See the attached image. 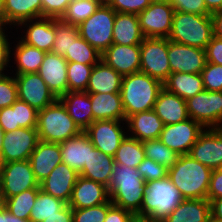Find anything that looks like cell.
<instances>
[{
  "label": "cell",
  "mask_w": 222,
  "mask_h": 222,
  "mask_svg": "<svg viewBox=\"0 0 222 222\" xmlns=\"http://www.w3.org/2000/svg\"><path fill=\"white\" fill-rule=\"evenodd\" d=\"M108 188L113 205L136 215L142 206L146 183L137 168L114 164Z\"/></svg>",
  "instance_id": "obj_1"
},
{
  "label": "cell",
  "mask_w": 222,
  "mask_h": 222,
  "mask_svg": "<svg viewBox=\"0 0 222 222\" xmlns=\"http://www.w3.org/2000/svg\"><path fill=\"white\" fill-rule=\"evenodd\" d=\"M212 170L189 154L179 155L168 177L184 199H207Z\"/></svg>",
  "instance_id": "obj_2"
},
{
  "label": "cell",
  "mask_w": 222,
  "mask_h": 222,
  "mask_svg": "<svg viewBox=\"0 0 222 222\" xmlns=\"http://www.w3.org/2000/svg\"><path fill=\"white\" fill-rule=\"evenodd\" d=\"M163 83L143 72L123 76L120 90L125 117L153 109Z\"/></svg>",
  "instance_id": "obj_3"
},
{
  "label": "cell",
  "mask_w": 222,
  "mask_h": 222,
  "mask_svg": "<svg viewBox=\"0 0 222 222\" xmlns=\"http://www.w3.org/2000/svg\"><path fill=\"white\" fill-rule=\"evenodd\" d=\"M184 198L169 177L146 183L143 203L137 216L152 222H160L168 216Z\"/></svg>",
  "instance_id": "obj_4"
},
{
  "label": "cell",
  "mask_w": 222,
  "mask_h": 222,
  "mask_svg": "<svg viewBox=\"0 0 222 222\" xmlns=\"http://www.w3.org/2000/svg\"><path fill=\"white\" fill-rule=\"evenodd\" d=\"M36 129L39 140L52 143H61L82 132L59 99L38 111Z\"/></svg>",
  "instance_id": "obj_5"
},
{
  "label": "cell",
  "mask_w": 222,
  "mask_h": 222,
  "mask_svg": "<svg viewBox=\"0 0 222 222\" xmlns=\"http://www.w3.org/2000/svg\"><path fill=\"white\" fill-rule=\"evenodd\" d=\"M213 37L211 15L175 11L168 39L172 42L206 49Z\"/></svg>",
  "instance_id": "obj_6"
},
{
  "label": "cell",
  "mask_w": 222,
  "mask_h": 222,
  "mask_svg": "<svg viewBox=\"0 0 222 222\" xmlns=\"http://www.w3.org/2000/svg\"><path fill=\"white\" fill-rule=\"evenodd\" d=\"M116 11L105 1L79 27V35L101 54L113 44Z\"/></svg>",
  "instance_id": "obj_7"
},
{
  "label": "cell",
  "mask_w": 222,
  "mask_h": 222,
  "mask_svg": "<svg viewBox=\"0 0 222 222\" xmlns=\"http://www.w3.org/2000/svg\"><path fill=\"white\" fill-rule=\"evenodd\" d=\"M32 188H40V186L29 160L0 163L1 202Z\"/></svg>",
  "instance_id": "obj_8"
},
{
  "label": "cell",
  "mask_w": 222,
  "mask_h": 222,
  "mask_svg": "<svg viewBox=\"0 0 222 222\" xmlns=\"http://www.w3.org/2000/svg\"><path fill=\"white\" fill-rule=\"evenodd\" d=\"M140 72L164 83L170 73L167 38H144L140 44Z\"/></svg>",
  "instance_id": "obj_9"
},
{
  "label": "cell",
  "mask_w": 222,
  "mask_h": 222,
  "mask_svg": "<svg viewBox=\"0 0 222 222\" xmlns=\"http://www.w3.org/2000/svg\"><path fill=\"white\" fill-rule=\"evenodd\" d=\"M189 118L206 128H222V91L203 90L186 100Z\"/></svg>",
  "instance_id": "obj_10"
},
{
  "label": "cell",
  "mask_w": 222,
  "mask_h": 222,
  "mask_svg": "<svg viewBox=\"0 0 222 222\" xmlns=\"http://www.w3.org/2000/svg\"><path fill=\"white\" fill-rule=\"evenodd\" d=\"M175 10L169 1L154 0L138 14L140 28L145 38H167L172 29Z\"/></svg>",
  "instance_id": "obj_11"
},
{
  "label": "cell",
  "mask_w": 222,
  "mask_h": 222,
  "mask_svg": "<svg viewBox=\"0 0 222 222\" xmlns=\"http://www.w3.org/2000/svg\"><path fill=\"white\" fill-rule=\"evenodd\" d=\"M204 129L200 123L188 118L176 124L164 125L159 139L178 155H187Z\"/></svg>",
  "instance_id": "obj_12"
},
{
  "label": "cell",
  "mask_w": 222,
  "mask_h": 222,
  "mask_svg": "<svg viewBox=\"0 0 222 222\" xmlns=\"http://www.w3.org/2000/svg\"><path fill=\"white\" fill-rule=\"evenodd\" d=\"M39 141L36 128H18L4 132L0 163L29 160Z\"/></svg>",
  "instance_id": "obj_13"
},
{
  "label": "cell",
  "mask_w": 222,
  "mask_h": 222,
  "mask_svg": "<svg viewBox=\"0 0 222 222\" xmlns=\"http://www.w3.org/2000/svg\"><path fill=\"white\" fill-rule=\"evenodd\" d=\"M124 124L126 121L96 120L84 132L96 149L114 157L116 150L127 136V132L123 128Z\"/></svg>",
  "instance_id": "obj_14"
},
{
  "label": "cell",
  "mask_w": 222,
  "mask_h": 222,
  "mask_svg": "<svg viewBox=\"0 0 222 222\" xmlns=\"http://www.w3.org/2000/svg\"><path fill=\"white\" fill-rule=\"evenodd\" d=\"M16 80L18 99L35 109L42 110L58 98L47 87L38 73L13 74Z\"/></svg>",
  "instance_id": "obj_15"
},
{
  "label": "cell",
  "mask_w": 222,
  "mask_h": 222,
  "mask_svg": "<svg viewBox=\"0 0 222 222\" xmlns=\"http://www.w3.org/2000/svg\"><path fill=\"white\" fill-rule=\"evenodd\" d=\"M189 155L211 170L222 168V128H206Z\"/></svg>",
  "instance_id": "obj_16"
},
{
  "label": "cell",
  "mask_w": 222,
  "mask_h": 222,
  "mask_svg": "<svg viewBox=\"0 0 222 222\" xmlns=\"http://www.w3.org/2000/svg\"><path fill=\"white\" fill-rule=\"evenodd\" d=\"M168 61L171 73L200 74L207 63L206 51L168 39Z\"/></svg>",
  "instance_id": "obj_17"
},
{
  "label": "cell",
  "mask_w": 222,
  "mask_h": 222,
  "mask_svg": "<svg viewBox=\"0 0 222 222\" xmlns=\"http://www.w3.org/2000/svg\"><path fill=\"white\" fill-rule=\"evenodd\" d=\"M101 60L122 76L140 72V44L113 43L101 54Z\"/></svg>",
  "instance_id": "obj_18"
},
{
  "label": "cell",
  "mask_w": 222,
  "mask_h": 222,
  "mask_svg": "<svg viewBox=\"0 0 222 222\" xmlns=\"http://www.w3.org/2000/svg\"><path fill=\"white\" fill-rule=\"evenodd\" d=\"M67 63L63 57L53 52H47L38 74L47 87L59 98L68 92Z\"/></svg>",
  "instance_id": "obj_19"
},
{
  "label": "cell",
  "mask_w": 222,
  "mask_h": 222,
  "mask_svg": "<svg viewBox=\"0 0 222 222\" xmlns=\"http://www.w3.org/2000/svg\"><path fill=\"white\" fill-rule=\"evenodd\" d=\"M78 177L79 173L66 163L61 162L39 183V186L46 194L59 198L68 204Z\"/></svg>",
  "instance_id": "obj_20"
},
{
  "label": "cell",
  "mask_w": 222,
  "mask_h": 222,
  "mask_svg": "<svg viewBox=\"0 0 222 222\" xmlns=\"http://www.w3.org/2000/svg\"><path fill=\"white\" fill-rule=\"evenodd\" d=\"M35 20V21H34ZM19 27L27 28L21 39L24 43L34 46L44 52H51L54 46L55 27L54 18L40 17L21 22Z\"/></svg>",
  "instance_id": "obj_21"
},
{
  "label": "cell",
  "mask_w": 222,
  "mask_h": 222,
  "mask_svg": "<svg viewBox=\"0 0 222 222\" xmlns=\"http://www.w3.org/2000/svg\"><path fill=\"white\" fill-rule=\"evenodd\" d=\"M108 188L99 182L78 177L68 205L72 209L94 207L109 200Z\"/></svg>",
  "instance_id": "obj_22"
},
{
  "label": "cell",
  "mask_w": 222,
  "mask_h": 222,
  "mask_svg": "<svg viewBox=\"0 0 222 222\" xmlns=\"http://www.w3.org/2000/svg\"><path fill=\"white\" fill-rule=\"evenodd\" d=\"M127 127V128H126ZM127 135L141 142L159 139L164 128L163 121L157 116L153 109L136 113L126 118Z\"/></svg>",
  "instance_id": "obj_23"
},
{
  "label": "cell",
  "mask_w": 222,
  "mask_h": 222,
  "mask_svg": "<svg viewBox=\"0 0 222 222\" xmlns=\"http://www.w3.org/2000/svg\"><path fill=\"white\" fill-rule=\"evenodd\" d=\"M29 161L36 180L40 183L62 162L59 143L39 140Z\"/></svg>",
  "instance_id": "obj_24"
},
{
  "label": "cell",
  "mask_w": 222,
  "mask_h": 222,
  "mask_svg": "<svg viewBox=\"0 0 222 222\" xmlns=\"http://www.w3.org/2000/svg\"><path fill=\"white\" fill-rule=\"evenodd\" d=\"M59 146L62 162L79 174L84 164L88 163L89 149L94 148L93 143L84 131L75 137L62 141Z\"/></svg>",
  "instance_id": "obj_25"
},
{
  "label": "cell",
  "mask_w": 222,
  "mask_h": 222,
  "mask_svg": "<svg viewBox=\"0 0 222 222\" xmlns=\"http://www.w3.org/2000/svg\"><path fill=\"white\" fill-rule=\"evenodd\" d=\"M153 111L164 125L176 124L189 118L186 101L165 88L159 92Z\"/></svg>",
  "instance_id": "obj_26"
},
{
  "label": "cell",
  "mask_w": 222,
  "mask_h": 222,
  "mask_svg": "<svg viewBox=\"0 0 222 222\" xmlns=\"http://www.w3.org/2000/svg\"><path fill=\"white\" fill-rule=\"evenodd\" d=\"M58 99L82 131H85L93 122L90 93L86 91H68Z\"/></svg>",
  "instance_id": "obj_27"
},
{
  "label": "cell",
  "mask_w": 222,
  "mask_h": 222,
  "mask_svg": "<svg viewBox=\"0 0 222 222\" xmlns=\"http://www.w3.org/2000/svg\"><path fill=\"white\" fill-rule=\"evenodd\" d=\"M123 76L100 60L93 66L87 93H120Z\"/></svg>",
  "instance_id": "obj_28"
},
{
  "label": "cell",
  "mask_w": 222,
  "mask_h": 222,
  "mask_svg": "<svg viewBox=\"0 0 222 222\" xmlns=\"http://www.w3.org/2000/svg\"><path fill=\"white\" fill-rule=\"evenodd\" d=\"M93 122L96 120L126 121L120 93H90Z\"/></svg>",
  "instance_id": "obj_29"
},
{
  "label": "cell",
  "mask_w": 222,
  "mask_h": 222,
  "mask_svg": "<svg viewBox=\"0 0 222 222\" xmlns=\"http://www.w3.org/2000/svg\"><path fill=\"white\" fill-rule=\"evenodd\" d=\"M210 220L208 199H184L160 222H209Z\"/></svg>",
  "instance_id": "obj_30"
},
{
  "label": "cell",
  "mask_w": 222,
  "mask_h": 222,
  "mask_svg": "<svg viewBox=\"0 0 222 222\" xmlns=\"http://www.w3.org/2000/svg\"><path fill=\"white\" fill-rule=\"evenodd\" d=\"M114 164V157L102 153L94 147L89 149L88 163L84 164L79 176L102 183L108 187L113 175Z\"/></svg>",
  "instance_id": "obj_31"
},
{
  "label": "cell",
  "mask_w": 222,
  "mask_h": 222,
  "mask_svg": "<svg viewBox=\"0 0 222 222\" xmlns=\"http://www.w3.org/2000/svg\"><path fill=\"white\" fill-rule=\"evenodd\" d=\"M144 38L138 15L116 12L113 26V43L137 45L141 44Z\"/></svg>",
  "instance_id": "obj_32"
},
{
  "label": "cell",
  "mask_w": 222,
  "mask_h": 222,
  "mask_svg": "<svg viewBox=\"0 0 222 222\" xmlns=\"http://www.w3.org/2000/svg\"><path fill=\"white\" fill-rule=\"evenodd\" d=\"M163 87L185 101L204 90L201 73H170L168 79L163 83Z\"/></svg>",
  "instance_id": "obj_33"
},
{
  "label": "cell",
  "mask_w": 222,
  "mask_h": 222,
  "mask_svg": "<svg viewBox=\"0 0 222 222\" xmlns=\"http://www.w3.org/2000/svg\"><path fill=\"white\" fill-rule=\"evenodd\" d=\"M8 27L17 26L26 20L42 17L41 0H5Z\"/></svg>",
  "instance_id": "obj_34"
},
{
  "label": "cell",
  "mask_w": 222,
  "mask_h": 222,
  "mask_svg": "<svg viewBox=\"0 0 222 222\" xmlns=\"http://www.w3.org/2000/svg\"><path fill=\"white\" fill-rule=\"evenodd\" d=\"M11 53L16 65L15 74L38 73L46 52L24 43L21 39ZM16 47V48H15Z\"/></svg>",
  "instance_id": "obj_35"
},
{
  "label": "cell",
  "mask_w": 222,
  "mask_h": 222,
  "mask_svg": "<svg viewBox=\"0 0 222 222\" xmlns=\"http://www.w3.org/2000/svg\"><path fill=\"white\" fill-rule=\"evenodd\" d=\"M144 158L145 152L142 142L127 135L116 150L114 162L119 165L137 168Z\"/></svg>",
  "instance_id": "obj_36"
},
{
  "label": "cell",
  "mask_w": 222,
  "mask_h": 222,
  "mask_svg": "<svg viewBox=\"0 0 222 222\" xmlns=\"http://www.w3.org/2000/svg\"><path fill=\"white\" fill-rule=\"evenodd\" d=\"M66 204L63 200L46 194L40 189L32 207L29 220L30 222H42L46 218L55 215Z\"/></svg>",
  "instance_id": "obj_37"
},
{
  "label": "cell",
  "mask_w": 222,
  "mask_h": 222,
  "mask_svg": "<svg viewBox=\"0 0 222 222\" xmlns=\"http://www.w3.org/2000/svg\"><path fill=\"white\" fill-rule=\"evenodd\" d=\"M105 0H72L60 18L63 22L78 26L87 20Z\"/></svg>",
  "instance_id": "obj_38"
},
{
  "label": "cell",
  "mask_w": 222,
  "mask_h": 222,
  "mask_svg": "<svg viewBox=\"0 0 222 222\" xmlns=\"http://www.w3.org/2000/svg\"><path fill=\"white\" fill-rule=\"evenodd\" d=\"M40 188H32L6 198L2 204L15 217L29 220L32 207Z\"/></svg>",
  "instance_id": "obj_39"
},
{
  "label": "cell",
  "mask_w": 222,
  "mask_h": 222,
  "mask_svg": "<svg viewBox=\"0 0 222 222\" xmlns=\"http://www.w3.org/2000/svg\"><path fill=\"white\" fill-rule=\"evenodd\" d=\"M55 39L52 48L53 53L65 56L69 48L80 35L79 27L63 22L61 19L54 18Z\"/></svg>",
  "instance_id": "obj_40"
},
{
  "label": "cell",
  "mask_w": 222,
  "mask_h": 222,
  "mask_svg": "<svg viewBox=\"0 0 222 222\" xmlns=\"http://www.w3.org/2000/svg\"><path fill=\"white\" fill-rule=\"evenodd\" d=\"M64 58L68 62L96 65L101 60V53L93 48L86 40L79 36L72 42Z\"/></svg>",
  "instance_id": "obj_41"
},
{
  "label": "cell",
  "mask_w": 222,
  "mask_h": 222,
  "mask_svg": "<svg viewBox=\"0 0 222 222\" xmlns=\"http://www.w3.org/2000/svg\"><path fill=\"white\" fill-rule=\"evenodd\" d=\"M145 157L152 159L167 169L177 161L179 155L164 145L160 139L146 140L142 142Z\"/></svg>",
  "instance_id": "obj_42"
},
{
  "label": "cell",
  "mask_w": 222,
  "mask_h": 222,
  "mask_svg": "<svg viewBox=\"0 0 222 222\" xmlns=\"http://www.w3.org/2000/svg\"><path fill=\"white\" fill-rule=\"evenodd\" d=\"M93 65L67 63L68 91H86Z\"/></svg>",
  "instance_id": "obj_43"
},
{
  "label": "cell",
  "mask_w": 222,
  "mask_h": 222,
  "mask_svg": "<svg viewBox=\"0 0 222 222\" xmlns=\"http://www.w3.org/2000/svg\"><path fill=\"white\" fill-rule=\"evenodd\" d=\"M112 205L110 199L101 205L82 209H73V222H104L108 208Z\"/></svg>",
  "instance_id": "obj_44"
},
{
  "label": "cell",
  "mask_w": 222,
  "mask_h": 222,
  "mask_svg": "<svg viewBox=\"0 0 222 222\" xmlns=\"http://www.w3.org/2000/svg\"><path fill=\"white\" fill-rule=\"evenodd\" d=\"M201 75L205 90L222 91V65L207 62Z\"/></svg>",
  "instance_id": "obj_45"
},
{
  "label": "cell",
  "mask_w": 222,
  "mask_h": 222,
  "mask_svg": "<svg viewBox=\"0 0 222 222\" xmlns=\"http://www.w3.org/2000/svg\"><path fill=\"white\" fill-rule=\"evenodd\" d=\"M145 183L153 180H160L168 176V169L150 158L145 157L137 166Z\"/></svg>",
  "instance_id": "obj_46"
},
{
  "label": "cell",
  "mask_w": 222,
  "mask_h": 222,
  "mask_svg": "<svg viewBox=\"0 0 222 222\" xmlns=\"http://www.w3.org/2000/svg\"><path fill=\"white\" fill-rule=\"evenodd\" d=\"M18 99L17 85L14 76H0V109L11 106Z\"/></svg>",
  "instance_id": "obj_47"
},
{
  "label": "cell",
  "mask_w": 222,
  "mask_h": 222,
  "mask_svg": "<svg viewBox=\"0 0 222 222\" xmlns=\"http://www.w3.org/2000/svg\"><path fill=\"white\" fill-rule=\"evenodd\" d=\"M154 0H105V2L119 13L138 15L144 11Z\"/></svg>",
  "instance_id": "obj_48"
},
{
  "label": "cell",
  "mask_w": 222,
  "mask_h": 222,
  "mask_svg": "<svg viewBox=\"0 0 222 222\" xmlns=\"http://www.w3.org/2000/svg\"><path fill=\"white\" fill-rule=\"evenodd\" d=\"M17 123L21 128H36L38 110L22 100H16Z\"/></svg>",
  "instance_id": "obj_49"
},
{
  "label": "cell",
  "mask_w": 222,
  "mask_h": 222,
  "mask_svg": "<svg viewBox=\"0 0 222 222\" xmlns=\"http://www.w3.org/2000/svg\"><path fill=\"white\" fill-rule=\"evenodd\" d=\"M170 4L175 11L197 15H211L204 0H171Z\"/></svg>",
  "instance_id": "obj_50"
},
{
  "label": "cell",
  "mask_w": 222,
  "mask_h": 222,
  "mask_svg": "<svg viewBox=\"0 0 222 222\" xmlns=\"http://www.w3.org/2000/svg\"><path fill=\"white\" fill-rule=\"evenodd\" d=\"M72 0H41L42 17L60 19Z\"/></svg>",
  "instance_id": "obj_51"
},
{
  "label": "cell",
  "mask_w": 222,
  "mask_h": 222,
  "mask_svg": "<svg viewBox=\"0 0 222 222\" xmlns=\"http://www.w3.org/2000/svg\"><path fill=\"white\" fill-rule=\"evenodd\" d=\"M0 126L4 132L15 131L19 126L16 117V101L9 107L0 109Z\"/></svg>",
  "instance_id": "obj_52"
},
{
  "label": "cell",
  "mask_w": 222,
  "mask_h": 222,
  "mask_svg": "<svg viewBox=\"0 0 222 222\" xmlns=\"http://www.w3.org/2000/svg\"><path fill=\"white\" fill-rule=\"evenodd\" d=\"M222 198V168L212 170L208 188L207 199Z\"/></svg>",
  "instance_id": "obj_53"
},
{
  "label": "cell",
  "mask_w": 222,
  "mask_h": 222,
  "mask_svg": "<svg viewBox=\"0 0 222 222\" xmlns=\"http://www.w3.org/2000/svg\"><path fill=\"white\" fill-rule=\"evenodd\" d=\"M205 51L207 62L222 65V39L213 36Z\"/></svg>",
  "instance_id": "obj_54"
},
{
  "label": "cell",
  "mask_w": 222,
  "mask_h": 222,
  "mask_svg": "<svg viewBox=\"0 0 222 222\" xmlns=\"http://www.w3.org/2000/svg\"><path fill=\"white\" fill-rule=\"evenodd\" d=\"M133 216L132 212L112 204L108 208L104 222H129Z\"/></svg>",
  "instance_id": "obj_55"
},
{
  "label": "cell",
  "mask_w": 222,
  "mask_h": 222,
  "mask_svg": "<svg viewBox=\"0 0 222 222\" xmlns=\"http://www.w3.org/2000/svg\"><path fill=\"white\" fill-rule=\"evenodd\" d=\"M7 36L8 35H5L3 38H0V76L6 75L4 70L7 71L6 67H8L10 60L12 59L11 49L13 50V48L9 44L10 42H8L9 39Z\"/></svg>",
  "instance_id": "obj_56"
},
{
  "label": "cell",
  "mask_w": 222,
  "mask_h": 222,
  "mask_svg": "<svg viewBox=\"0 0 222 222\" xmlns=\"http://www.w3.org/2000/svg\"><path fill=\"white\" fill-rule=\"evenodd\" d=\"M42 222H73V209L66 204L59 212Z\"/></svg>",
  "instance_id": "obj_57"
},
{
  "label": "cell",
  "mask_w": 222,
  "mask_h": 222,
  "mask_svg": "<svg viewBox=\"0 0 222 222\" xmlns=\"http://www.w3.org/2000/svg\"><path fill=\"white\" fill-rule=\"evenodd\" d=\"M211 220L222 222V198L210 200Z\"/></svg>",
  "instance_id": "obj_58"
},
{
  "label": "cell",
  "mask_w": 222,
  "mask_h": 222,
  "mask_svg": "<svg viewBox=\"0 0 222 222\" xmlns=\"http://www.w3.org/2000/svg\"><path fill=\"white\" fill-rule=\"evenodd\" d=\"M213 22V36L222 39V10L211 14Z\"/></svg>",
  "instance_id": "obj_59"
},
{
  "label": "cell",
  "mask_w": 222,
  "mask_h": 222,
  "mask_svg": "<svg viewBox=\"0 0 222 222\" xmlns=\"http://www.w3.org/2000/svg\"><path fill=\"white\" fill-rule=\"evenodd\" d=\"M0 222H30L12 215L3 204H0Z\"/></svg>",
  "instance_id": "obj_60"
},
{
  "label": "cell",
  "mask_w": 222,
  "mask_h": 222,
  "mask_svg": "<svg viewBox=\"0 0 222 222\" xmlns=\"http://www.w3.org/2000/svg\"><path fill=\"white\" fill-rule=\"evenodd\" d=\"M207 10L213 12L222 10V0H204Z\"/></svg>",
  "instance_id": "obj_61"
},
{
  "label": "cell",
  "mask_w": 222,
  "mask_h": 222,
  "mask_svg": "<svg viewBox=\"0 0 222 222\" xmlns=\"http://www.w3.org/2000/svg\"><path fill=\"white\" fill-rule=\"evenodd\" d=\"M7 25V19H0V38H3L5 36V30L7 29Z\"/></svg>",
  "instance_id": "obj_62"
},
{
  "label": "cell",
  "mask_w": 222,
  "mask_h": 222,
  "mask_svg": "<svg viewBox=\"0 0 222 222\" xmlns=\"http://www.w3.org/2000/svg\"><path fill=\"white\" fill-rule=\"evenodd\" d=\"M0 19H7L5 10V0H0Z\"/></svg>",
  "instance_id": "obj_63"
},
{
  "label": "cell",
  "mask_w": 222,
  "mask_h": 222,
  "mask_svg": "<svg viewBox=\"0 0 222 222\" xmlns=\"http://www.w3.org/2000/svg\"><path fill=\"white\" fill-rule=\"evenodd\" d=\"M129 222H152L150 221L148 218L146 217H141V216H137V215H134L130 220Z\"/></svg>",
  "instance_id": "obj_64"
},
{
  "label": "cell",
  "mask_w": 222,
  "mask_h": 222,
  "mask_svg": "<svg viewBox=\"0 0 222 222\" xmlns=\"http://www.w3.org/2000/svg\"><path fill=\"white\" fill-rule=\"evenodd\" d=\"M3 138H4V131H3L2 127L0 126V155H1V150H2V146H3Z\"/></svg>",
  "instance_id": "obj_65"
}]
</instances>
